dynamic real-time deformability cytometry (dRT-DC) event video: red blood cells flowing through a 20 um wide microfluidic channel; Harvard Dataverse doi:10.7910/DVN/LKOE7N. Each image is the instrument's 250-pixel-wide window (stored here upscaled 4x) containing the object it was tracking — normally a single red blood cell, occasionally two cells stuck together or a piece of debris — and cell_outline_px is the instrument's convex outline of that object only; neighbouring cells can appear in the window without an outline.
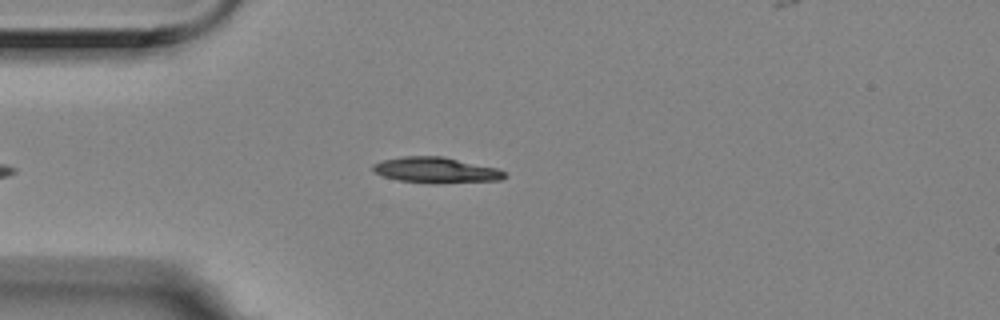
{"species": "Egyptian fruit bat (a non-hibernating species)", "species_latin": "Rousettus aegyptiacus", "temperature_condition": "room temperature", "stored_images_in_passage": 5, "camera_frame_rate_fps": 3000, "um_per_image_px": 0.085, "animal": {"sex": "female"}, "frame": {"image": 1, "passage_image": 1, "time_ms": 0.0, "image_size_px": [1000, 320], "cell_outline_px": [[508, 176], [500, 180], [436, 184], [432, 184], [400, 180], [384, 176], [372, 172], [372, 164], [384, 160], [404, 156], [444, 156], [496, 168], [504, 172]], "centroid_in_image_um": [37.06, 14.46], "position_along_channel_um": 47.9, "area_um2": 19.83}}
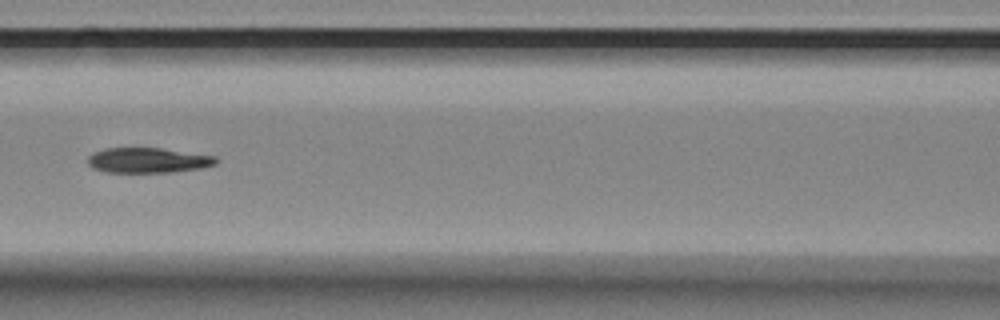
{"frame": {"image": 2, "passage_image": 4, "time_ms": 1.0, "image_size_px": [1000, 320], "cell_outline_px": [[216, 164], [204, 168], [172, 172], [104, 172], [92, 168], [88, 164], [88, 156], [96, 152], [108, 148], [160, 148], [216, 156]], "centroid_in_image_um": [12.59, 13.63], "position_along_channel_um": 154.0, "area_um2": 18.73}}
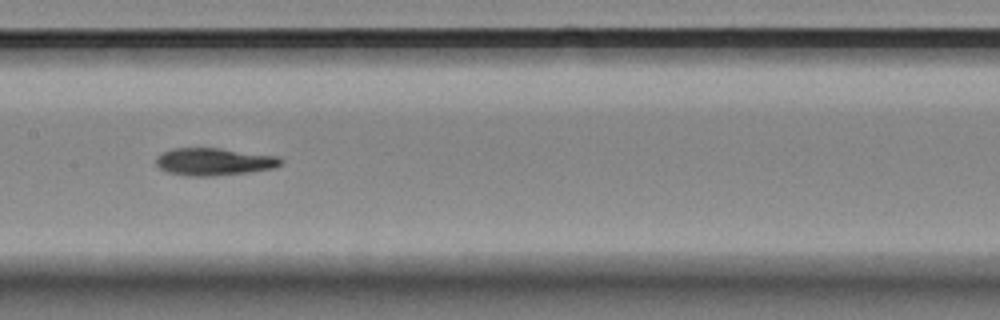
{"frame": {"image": 3, "passage_image": 5, "time_ms": 1.333, "image_size_px": [1000, 320], "cell_outline_px": [[284, 160], [276, 168], [248, 172], [212, 176], [188, 176], [168, 172], [160, 168], [156, 164], [156, 156], [172, 148], [220, 148], [276, 156]], "centroid_in_image_um": [18.18, 13.74], "position_along_channel_um": 189.2, "area_um2": 19.88}}